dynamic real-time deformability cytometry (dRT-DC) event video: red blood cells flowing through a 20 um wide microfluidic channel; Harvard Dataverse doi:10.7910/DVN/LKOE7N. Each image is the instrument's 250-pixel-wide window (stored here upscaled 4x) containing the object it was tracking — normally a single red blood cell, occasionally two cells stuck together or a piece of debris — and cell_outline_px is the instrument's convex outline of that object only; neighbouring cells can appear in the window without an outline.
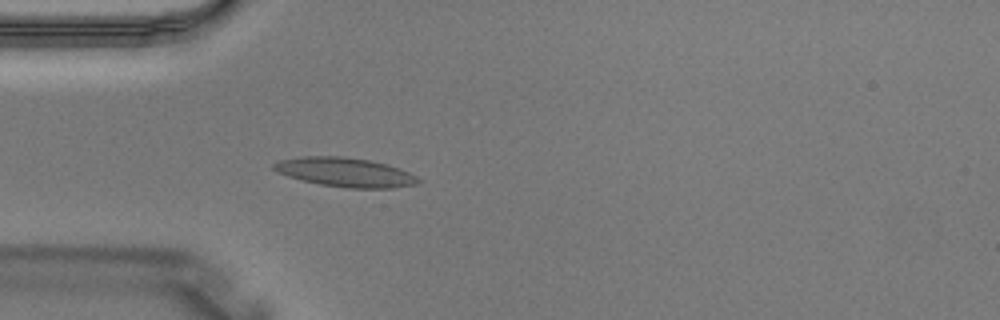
{"species": "Egyptian fruit bat (a non-hibernating species)", "species_latin": "Rousettus aegyptiacus", "temperature_condition": "warm", "stored_images_in_passage": 2, "camera_frame_rate_fps": 3000, "um_per_image_px": 0.085, "animal": {"sex": "male"}, "frame": {"image": 1, "passage_image": 2, "time_ms": 0.333, "image_size_px": [1000, 320], "cell_outline_px": [[420, 180], [416, 184], [392, 188], [344, 188], [320, 184], [300, 180], [276, 172], [272, 168], [272, 164], [280, 160], [300, 156], [344, 156], [368, 160], [388, 164], [400, 168], [416, 176]], "centroid_in_image_um": [29.31, 14.64], "position_along_channel_um": 55.7, "area_um2": 24.68}}